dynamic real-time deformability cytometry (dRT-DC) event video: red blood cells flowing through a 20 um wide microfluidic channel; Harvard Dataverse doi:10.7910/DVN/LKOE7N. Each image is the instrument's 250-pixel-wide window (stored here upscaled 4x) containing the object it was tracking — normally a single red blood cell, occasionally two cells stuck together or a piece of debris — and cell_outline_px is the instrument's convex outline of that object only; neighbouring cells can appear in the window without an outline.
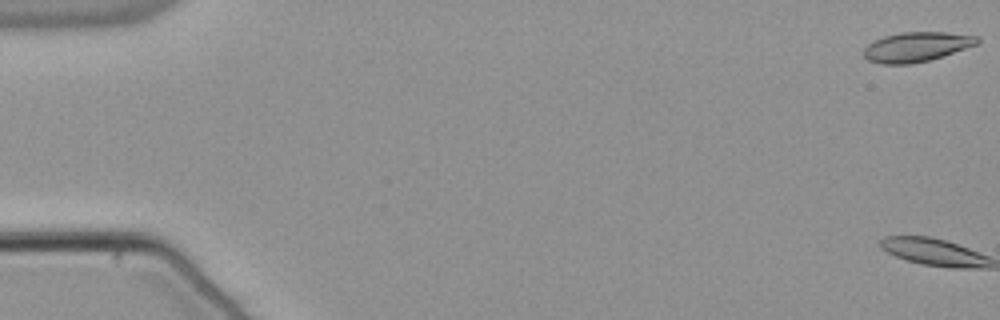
{"species": "common noctule bat (a hibernating species)", "species_latin": "Nyctalus noctula", "temperature_condition": "warm", "stored_images_in_passage": 58, "camera_frame_rate_fps": 3000, "um_per_image_px": 0.085, "animal": {"sex": "male", "body_mass_g": 21.5, "forearm_length_mm": 52.0}, "frame": {"image": 1, "passage_image": 1, "time_ms": 0.0, "image_size_px": [1000, 320], "cell_outline_px": [[980, 44], [944, 56], [912, 64], [880, 64], [868, 60], [864, 56], [864, 48], [868, 44], [884, 36], [900, 32], [948, 32], [980, 36]], "centroid_in_image_um": [77.96, 3.98], "position_along_channel_um": 7.0, "area_um2": 19.88}}
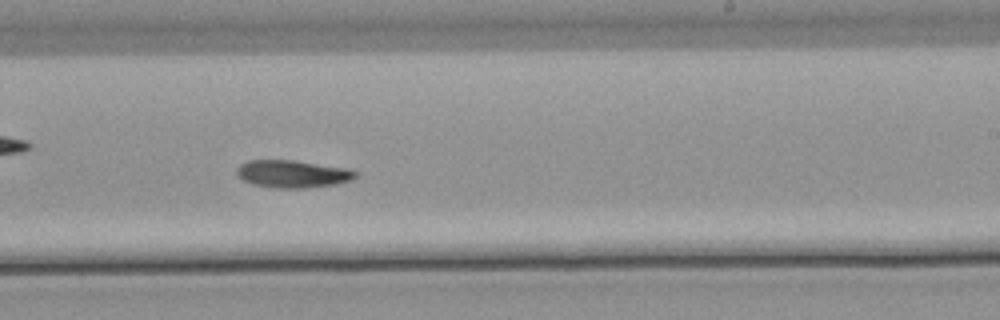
{"frame": {"image": 2, "passage_image": 36, "time_ms": 11.667, "image_size_px": [1000, 320], "cell_outline_px": [[356, 176], [352, 180], [336, 184], [308, 188], [276, 188], [252, 184], [244, 180], [236, 172], [236, 168], [240, 164], [248, 160], [292, 160], [348, 168], [356, 172]], "centroid_in_image_um": [24.87, 14.78], "position_along_channel_um": 264.1, "area_um2": 19.02}}
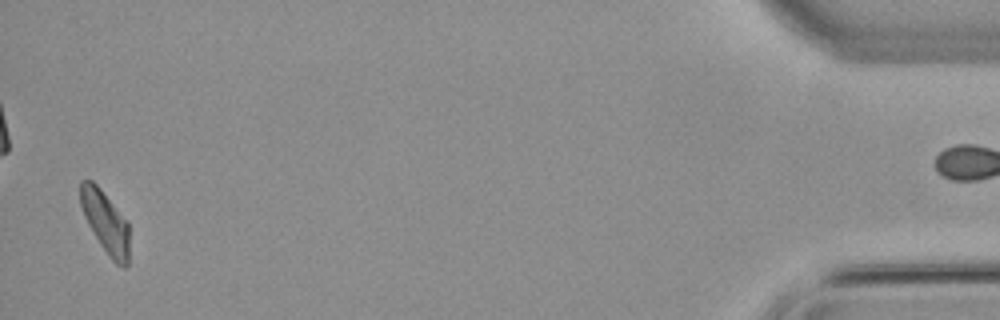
{"frame": {"image": 3, "passage_image": 56, "time_ms": 18.333, "image_size_px": [1000, 320], "cell_outline_px": [[128, 264], [124, 268], [116, 264], [112, 260], [100, 244], [88, 224], [84, 216], [80, 204], [80, 180], [92, 180], [100, 188], [128, 220]], "centroid_in_image_um": [8.96, 18.86], "position_along_channel_um": 426.2, "area_um2": 17.69}, "authors_computed_cell_mechanics": {"area_um2": 18.6983, "velocity_mm_per_s": 3.7591, "shape_relaxation_time_tau1_ms": 9.1213, "shape_relaxation_time_tau2_ms": null, "deformation_change_tau1": 0.2149, "deformation_change_tau2": null}}